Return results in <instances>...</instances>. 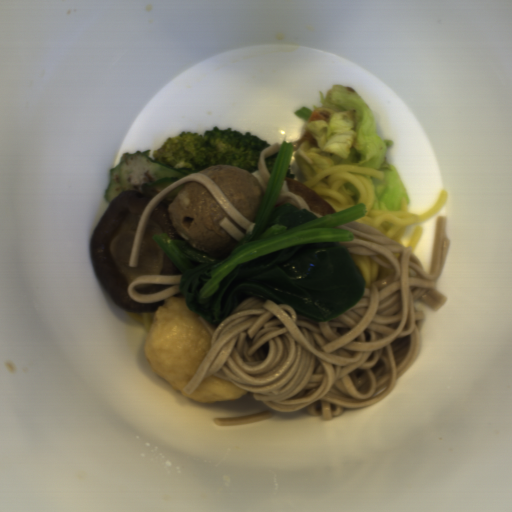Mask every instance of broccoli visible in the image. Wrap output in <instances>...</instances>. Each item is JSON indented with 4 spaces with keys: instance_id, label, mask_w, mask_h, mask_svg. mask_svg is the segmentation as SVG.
Here are the masks:
<instances>
[{
    "instance_id": "obj_3",
    "label": "broccoli",
    "mask_w": 512,
    "mask_h": 512,
    "mask_svg": "<svg viewBox=\"0 0 512 512\" xmlns=\"http://www.w3.org/2000/svg\"><path fill=\"white\" fill-rule=\"evenodd\" d=\"M285 178H289L292 180H294V178H295V174H290V166L289 165H288L287 174H286Z\"/></svg>"
},
{
    "instance_id": "obj_2",
    "label": "broccoli",
    "mask_w": 512,
    "mask_h": 512,
    "mask_svg": "<svg viewBox=\"0 0 512 512\" xmlns=\"http://www.w3.org/2000/svg\"><path fill=\"white\" fill-rule=\"evenodd\" d=\"M277 154H278V152H277V153H275L274 155L269 156V157H266V158L264 159V161H265V165H266V168H267V170H268L269 174H270V172H271V170H272V167H273V164H274L275 159H276V157H277Z\"/></svg>"
},
{
    "instance_id": "obj_1",
    "label": "broccoli",
    "mask_w": 512,
    "mask_h": 512,
    "mask_svg": "<svg viewBox=\"0 0 512 512\" xmlns=\"http://www.w3.org/2000/svg\"><path fill=\"white\" fill-rule=\"evenodd\" d=\"M269 145L256 134L213 126L204 134L187 130L169 136L154 150L151 159L175 169L188 167L199 171L211 165H229L252 174L259 171V155Z\"/></svg>"
}]
</instances>
